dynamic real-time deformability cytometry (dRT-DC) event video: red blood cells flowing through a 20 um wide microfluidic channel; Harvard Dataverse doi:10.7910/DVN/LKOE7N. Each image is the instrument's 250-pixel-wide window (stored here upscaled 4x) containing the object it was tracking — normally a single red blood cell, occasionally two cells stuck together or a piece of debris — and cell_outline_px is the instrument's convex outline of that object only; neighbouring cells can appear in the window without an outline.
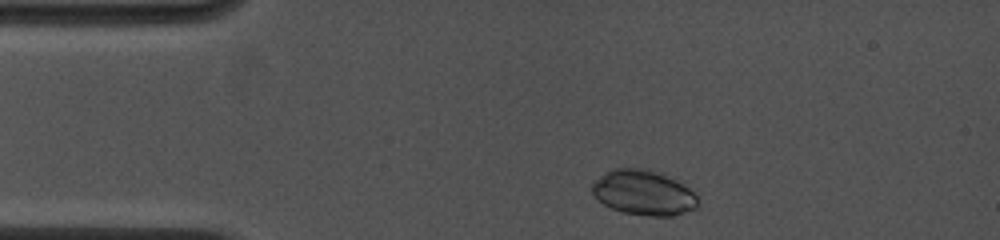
{"species": "common noctule bat (a hibernating species)", "species_latin": "Nyctalus noctula", "temperature_condition": "cold", "stored_images_in_passage": 28, "camera_frame_rate_fps": 4500, "um_per_image_px": 0.085, "animal": {"sex": "female", "body_mass_g": 19.0, "forearm_length_mm": 53.3}, "frame": {"image": 1, "passage_image": 2, "time_ms": 0.444, "image_size_px": [1000, 240], "cell_outline_px": [[696, 208], [676, 216], [648, 216], [624, 212], [612, 208], [604, 204], [592, 192], [592, 184], [604, 172], [612, 168], [648, 168], [688, 188], [696, 196]], "centroid_in_image_um": [54.66, 16.38], "position_along_channel_um": 30.3, "area_um2": 27.22}}
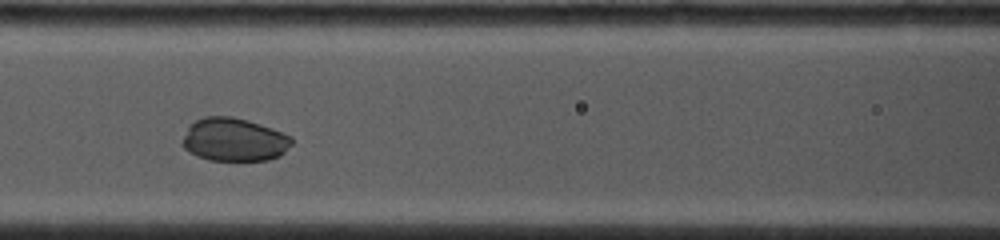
{"frame": {"image": 2, "passage_image": 13, "time_ms": 4.444, "image_size_px": [1000, 240], "cell_outline_px": [[292, 144], [280, 156], [268, 160], [208, 160], [196, 156], [184, 148], [184, 136], [188, 124], [204, 116], [232, 116], [248, 120], [272, 128], [292, 136]], "centroid_in_image_um": [19.91, 11.86], "position_along_channel_um": 146.7, "area_um2": 27.63}}
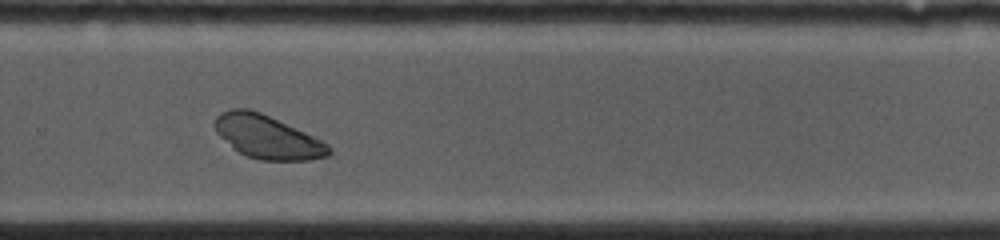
{"frame": {"image": 3, "passage_image": 22, "time_ms": 8.444, "image_size_px": [1000, 240], "cell_outline_px": [[332, 152], [328, 156], [308, 160], [260, 160], [244, 156], [220, 136], [216, 132], [212, 124], [216, 116], [220, 112], [232, 108], [248, 108], [260, 112], [304, 132], [328, 144], [332, 148]], "centroid_in_image_um": [22.69, 11.64], "position_along_channel_um": 307.1, "area_um2": 28.67}, "authors_computed_cell_mechanics": {"area_um2": 28.5243, "velocity_mm_per_s": 4.024, "shape_relaxation_time_tau1_ms": 1.9312, "shape_relaxation_time_tau2_ms": 7.9177, "deformation_change_tau1": 0.0995, "deformation_change_tau2": 0.066}}